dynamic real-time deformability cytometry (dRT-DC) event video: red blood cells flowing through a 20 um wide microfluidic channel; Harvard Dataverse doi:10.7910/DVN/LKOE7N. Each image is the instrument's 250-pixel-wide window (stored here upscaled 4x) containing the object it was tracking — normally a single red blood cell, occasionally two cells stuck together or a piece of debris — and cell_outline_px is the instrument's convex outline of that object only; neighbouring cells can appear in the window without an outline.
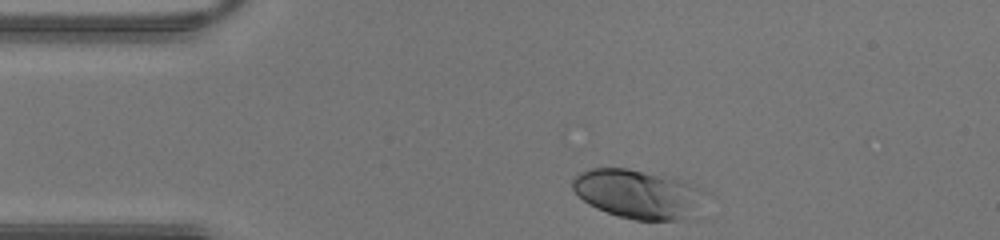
{"species": "human", "species_latin": "Homo sapiens", "temperature_condition": "warm", "stored_images_in_passage": 27, "camera_frame_rate_fps": 3000, "um_per_image_px": 0.085, "donor": {"sex": "male"}, "frame": {"image": 1, "passage_image": 1, "time_ms": 0.0, "image_size_px": [1000, 240], "cell_outline_px": [[712, 192], [684, 216], [676, 220], [636, 220], [616, 216], [596, 208], [588, 204], [572, 188], [572, 180], [580, 172], [592, 168], [628, 168], [672, 176], [696, 184]], "centroid_in_image_um": [54.24, 16.45], "position_along_channel_um": 30.8, "area_um2": 37.92}}
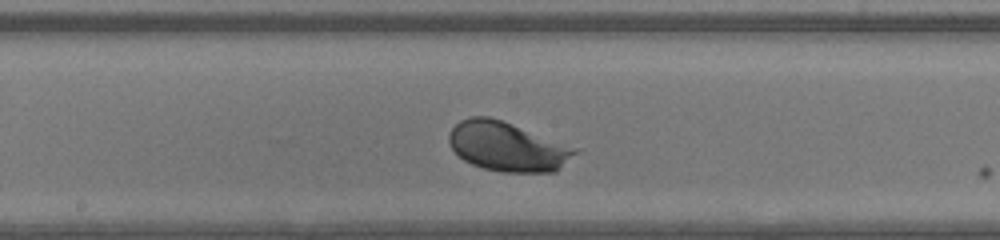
{"frame": {"image": 2, "passage_image": 15, "time_ms": 4.667, "image_size_px": [1000, 240], "cell_outline_px": [[584, 148], [556, 172], [500, 172], [484, 168], [472, 164], [464, 160], [452, 148], [448, 140], [448, 132], [460, 120], [468, 116], [488, 116]], "centroid_in_image_um": [43.21, 12.46], "position_along_channel_um": 205.0, "area_um2": 36.82}}
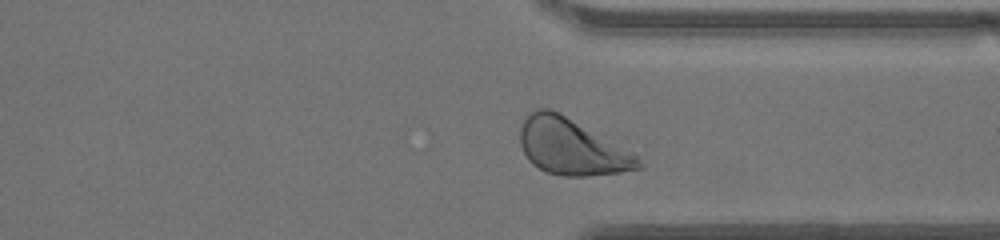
{"frame": {"image": 3, "passage_image": 25, "time_ms": 8.0, "image_size_px": [1000, 240], "cell_outline_px": [[644, 168], [620, 172], [588, 176], [560, 176], [548, 172], [532, 164], [528, 160], [520, 144], [520, 128], [524, 120], [536, 108], [548, 108], [564, 116], [636, 156], [644, 164]], "centroid_in_image_um": [48.53, 12.53], "position_along_channel_um": 362.9, "area_um2": 37.51}}